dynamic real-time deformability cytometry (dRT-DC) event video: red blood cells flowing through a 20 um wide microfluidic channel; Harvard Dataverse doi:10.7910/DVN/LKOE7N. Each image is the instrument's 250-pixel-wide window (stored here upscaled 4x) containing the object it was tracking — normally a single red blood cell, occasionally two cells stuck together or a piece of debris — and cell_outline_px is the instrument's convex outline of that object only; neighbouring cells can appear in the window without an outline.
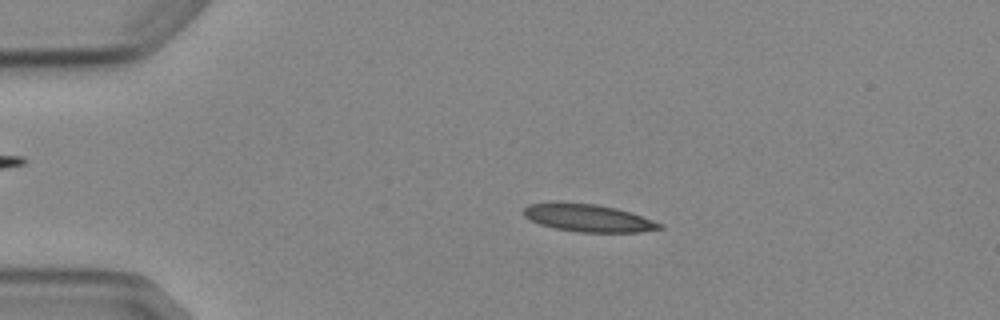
{"species": "Egyptian fruit bat (a non-hibernating species)", "species_latin": "Rousettus aegyptiacus", "temperature_condition": "cold", "stored_images_in_passage": 3, "camera_frame_rate_fps": 3000, "um_per_image_px": 0.085, "animal": {"sex": "female"}, "frame": {"image": 1, "passage_image": 2, "time_ms": 1.0, "image_size_px": [1000, 320], "cell_outline_px": [[664, 228], [640, 232], [580, 232], [556, 228], [540, 224], [524, 216], [524, 208], [528, 204], [596, 204], [616, 208], [632, 212], [664, 224]], "centroid_in_image_um": [50.11, 18.55], "position_along_channel_um": 34.9, "area_um2": 21.27}}